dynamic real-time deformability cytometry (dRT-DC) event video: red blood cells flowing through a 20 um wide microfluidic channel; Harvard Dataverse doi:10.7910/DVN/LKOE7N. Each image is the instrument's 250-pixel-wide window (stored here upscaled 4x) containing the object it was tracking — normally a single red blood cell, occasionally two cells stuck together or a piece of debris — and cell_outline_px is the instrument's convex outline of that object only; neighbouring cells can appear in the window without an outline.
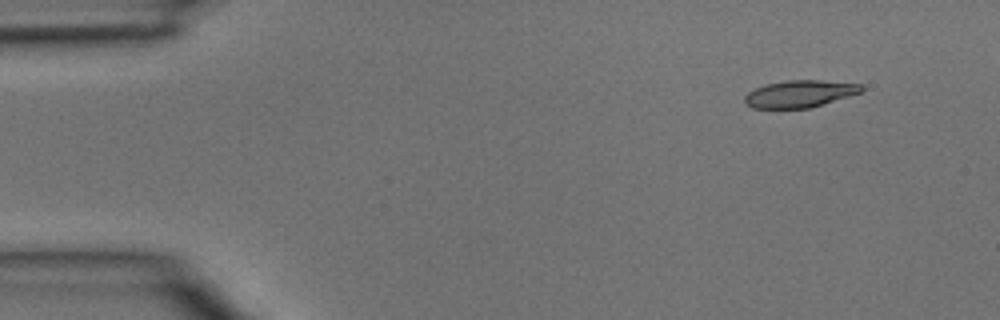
{"species": "common noctule bat (a hibernating species)", "species_latin": "Nyctalus noctula", "temperature_condition": "room temperature", "stored_images_in_passage": 4, "segment_of_instrument_passage": [1, 2], "camera_frame_rate_fps": 3000, "um_per_image_px": 0.085, "animal": {"sex": "male", "body_mass_g": 15.6}, "frame": {"image": 1, "passage_image": 1, "time_ms": 0.0, "image_size_px": [1000, 320], "cell_outline_px": [[864, 88], [860, 92], [848, 96], [808, 108], [752, 108], [744, 100], [744, 96], [748, 92], [764, 84], [788, 80], [820, 80], [864, 84]], "centroid_in_image_um": [67.97, 7.96], "position_along_channel_um": 17.0, "area_um2": 18.26}}
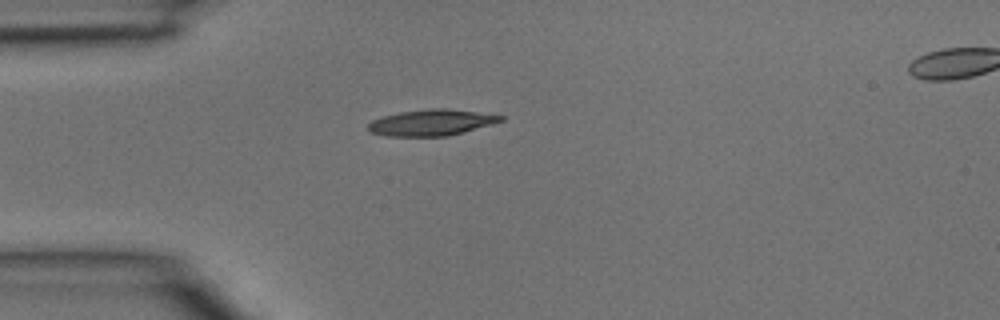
{"frame": {"image": 2, "passage_image": 3, "time_ms": 0.667, "image_size_px": [1000, 320], "cell_outline_px": [[504, 120], [492, 124], [464, 132], [448, 136], [388, 136], [372, 132], [368, 128], [368, 124], [372, 120], [384, 116], [400, 112], [432, 108], [444, 108], [476, 112], [504, 116]], "centroid_in_image_um": [36.68, 10.42], "position_along_channel_um": 48.3, "area_um2": 19.94}}